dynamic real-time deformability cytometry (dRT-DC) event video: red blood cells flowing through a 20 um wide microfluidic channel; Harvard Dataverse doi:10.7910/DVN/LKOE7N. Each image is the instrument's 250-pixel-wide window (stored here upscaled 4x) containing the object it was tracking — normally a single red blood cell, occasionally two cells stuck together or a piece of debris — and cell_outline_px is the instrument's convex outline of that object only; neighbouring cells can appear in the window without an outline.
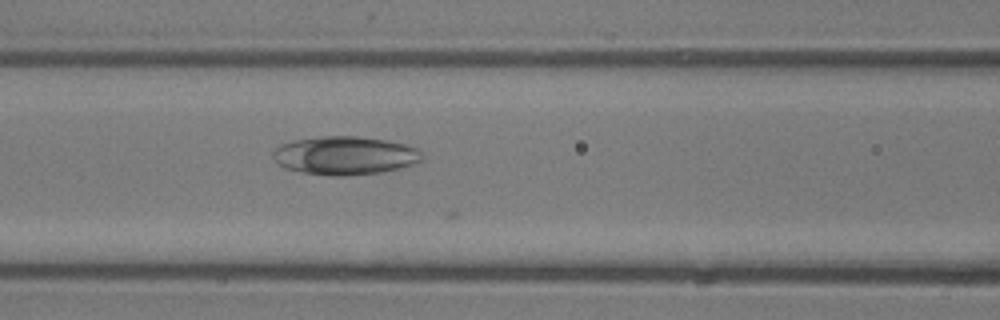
{"species": "common noctule bat (a hibernating species)", "species_latin": "Nyctalus noctula", "temperature_condition": "room temperature", "stored_images_in_passage": 23, "camera_frame_rate_fps": 3000, "um_per_image_px": 0.085, "animal": {"sex": "male", "body_mass_g": 13.3}, "frame": {"image": 1, "passage_image": 6, "time_ms": 1.667, "image_size_px": [1000, 320], "cell_outline_px": [[424, 160], [400, 168], [380, 172], [344, 176], [332, 176], [300, 172], [288, 168], [280, 164], [272, 156], [272, 152], [280, 144], [292, 140], [320, 136], [356, 136], [384, 140], [404, 144], [416, 148], [424, 156]], "centroid_in_image_um": [29.31, 13.21], "position_along_channel_um": 137.3, "area_um2": 33.29}}
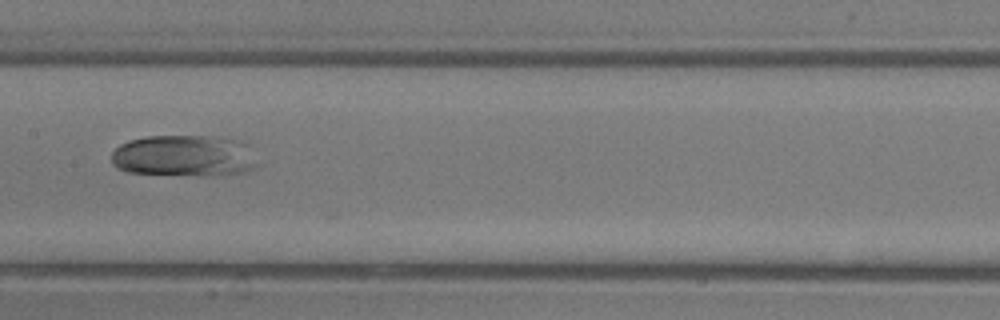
{"frame": {"image": 2, "passage_image": 10, "time_ms": 3.0, "image_size_px": [1000, 320], "cell_outline_px": [[248, 168], [240, 172], [128, 172], [116, 168], [112, 164], [112, 152], [120, 144], [128, 140], [144, 136], [212, 136], [240, 140], [248, 144]], "centroid_in_image_um": [15.42, 13.15], "position_along_channel_um": 192.0, "area_um2": 32.89}}
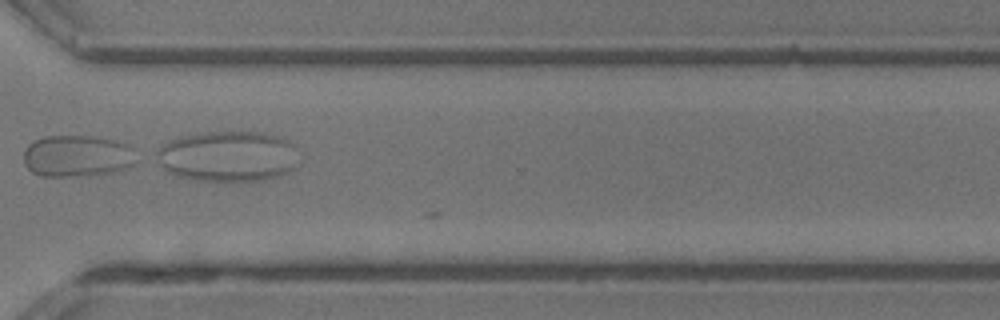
{"frame": {"image": 3, "passage_image": 22, "time_ms": 7.0, "image_size_px": [1000, 320], "cell_outline_px": [[136, 164], [112, 172], [96, 176], [40, 176], [32, 172], [24, 164], [24, 148], [28, 144], [44, 136], [96, 136], [116, 140], [128, 144], [132, 148]], "centroid_in_image_um": [6.56, 13.26], "position_along_channel_um": 364.0, "area_um2": 27.74}}